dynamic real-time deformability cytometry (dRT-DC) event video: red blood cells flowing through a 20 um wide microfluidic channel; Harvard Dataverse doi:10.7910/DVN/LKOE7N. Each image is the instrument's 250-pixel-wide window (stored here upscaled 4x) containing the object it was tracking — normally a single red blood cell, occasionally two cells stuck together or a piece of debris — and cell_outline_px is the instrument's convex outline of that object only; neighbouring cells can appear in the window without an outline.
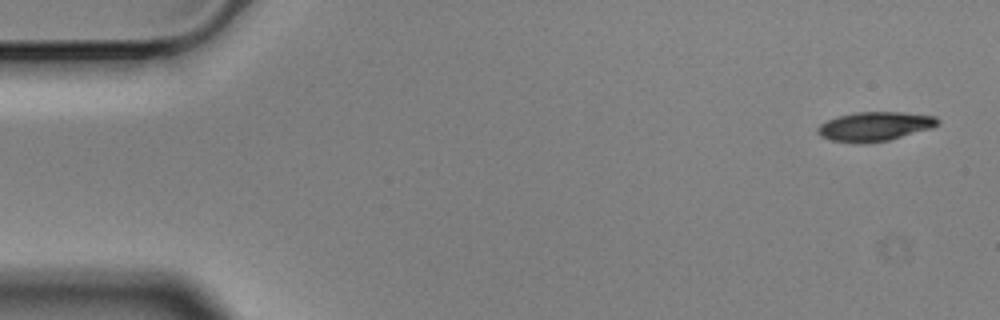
{"species": "Egyptian fruit bat (a non-hibernating species)", "species_latin": "Rousettus aegyptiacus", "temperature_condition": "cold", "stored_images_in_passage": 6, "segment_of_instrument_passage": [2, 2], "camera_frame_rate_fps": 3000, "um_per_image_px": 0.085, "animal": {"sex": "male"}, "frame": {"image": 1, "passage_image": 6, "time_ms": 1.667, "image_size_px": [1000, 320], "cell_outline_px": [[940, 124], [932, 128], [888, 140], [856, 144], [832, 140], [820, 136], [816, 132], [816, 128], [820, 124], [828, 120], [840, 116], [856, 112], [904, 112], [936, 116], [940, 120]], "centroid_in_image_um": [74.36, 10.74], "position_along_channel_um": 10.6, "area_um2": 20.46}}